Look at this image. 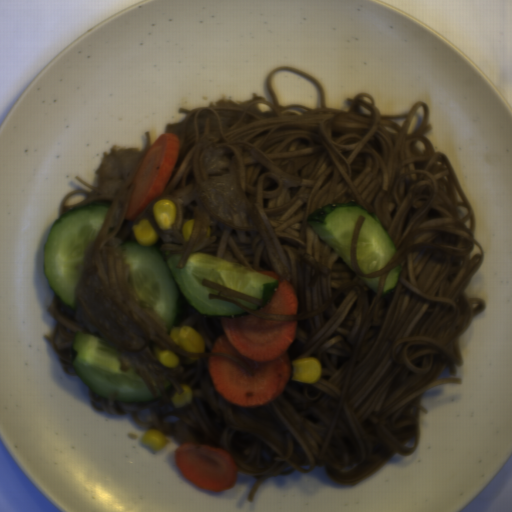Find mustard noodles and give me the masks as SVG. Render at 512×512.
Segmentation results:
<instances>
[{
    "mask_svg": "<svg viewBox=\"0 0 512 512\" xmlns=\"http://www.w3.org/2000/svg\"><path fill=\"white\" fill-rule=\"evenodd\" d=\"M271 95L222 99L167 124L179 137L175 165L160 195L135 219L125 218L137 172L151 149L111 146L103 152L96 185L74 189L60 204L71 210L109 205L106 219L83 253L72 308L55 293L47 312L57 321L54 349L68 375L75 335H93L119 353L120 369L134 370L155 400L144 405L102 398L88 386L97 412L130 415L133 422L182 445L198 443L231 454L236 474L255 478L247 501L268 478L308 473L315 467L340 487H353L394 455L410 456L421 438L423 393L461 384L460 337L487 303L465 291L484 260L474 239L472 206L445 152L426 134L433 128L423 100L406 114L381 115L369 93L348 98V109L327 107L324 87L288 66L269 71ZM165 133V134H166ZM170 199L177 219L161 230L152 205ZM356 202L376 213L397 252L382 269L362 273L356 257L358 219L348 268L308 226L310 213L329 204ZM148 220L167 260L205 252L245 268L281 273L297 294L296 314L252 311L237 298L261 300L203 280L225 300L267 320L297 321L291 360L319 359L316 383L291 380L273 403L237 408L217 395L207 357L223 333L221 317L198 314L183 297L177 326L201 333L205 352L176 347L169 331L138 300L124 258L123 241H135L132 225ZM194 219L189 241L182 226ZM153 246V247H154ZM401 265L399 284L382 296L390 269ZM380 277L375 293L358 277ZM180 358L167 368L159 350ZM187 384L192 400L174 407L170 394Z\"/></svg>",
    "mask_w": 512,
    "mask_h": 512,
    "instance_id": "0af2e427",
    "label": "mustard noodles"
}]
</instances>
